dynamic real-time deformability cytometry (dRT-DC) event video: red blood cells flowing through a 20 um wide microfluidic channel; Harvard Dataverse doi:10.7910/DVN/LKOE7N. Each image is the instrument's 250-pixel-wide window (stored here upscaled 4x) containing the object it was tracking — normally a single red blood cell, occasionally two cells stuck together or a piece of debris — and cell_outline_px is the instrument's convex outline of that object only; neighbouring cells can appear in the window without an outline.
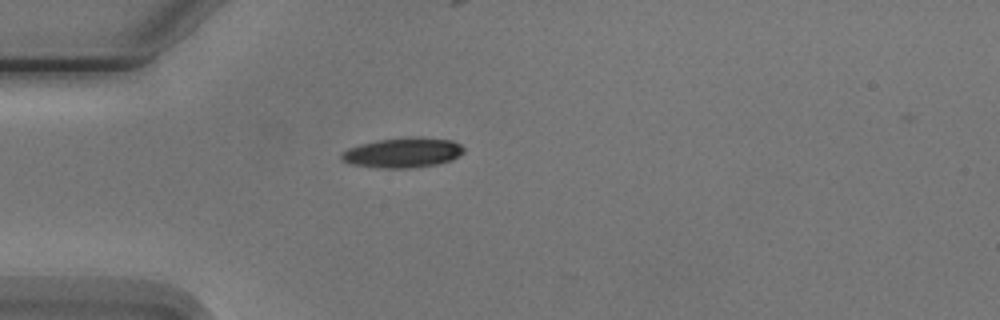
{"species": "Egyptian fruit bat (a non-hibernating species)", "species_latin": "Rousettus aegyptiacus", "temperature_condition": "cold", "stored_images_in_passage": 3, "camera_frame_rate_fps": 3000, "um_per_image_px": 0.085, "animal": {"sex": "male"}, "frame": {"image": 1, "passage_image": 1, "time_ms": 0.0, "image_size_px": [1000, 320], "cell_outline_px": [[464, 152], [460, 156], [452, 160], [436, 164], [408, 168], [384, 168], [352, 164], [340, 160], [340, 152], [348, 148], [360, 144], [380, 140], [412, 136], [420, 136], [452, 140], [460, 144], [464, 148]], "centroid_in_image_um": [34.25, 12.96], "position_along_channel_um": 50.7, "area_um2": 21.5}}